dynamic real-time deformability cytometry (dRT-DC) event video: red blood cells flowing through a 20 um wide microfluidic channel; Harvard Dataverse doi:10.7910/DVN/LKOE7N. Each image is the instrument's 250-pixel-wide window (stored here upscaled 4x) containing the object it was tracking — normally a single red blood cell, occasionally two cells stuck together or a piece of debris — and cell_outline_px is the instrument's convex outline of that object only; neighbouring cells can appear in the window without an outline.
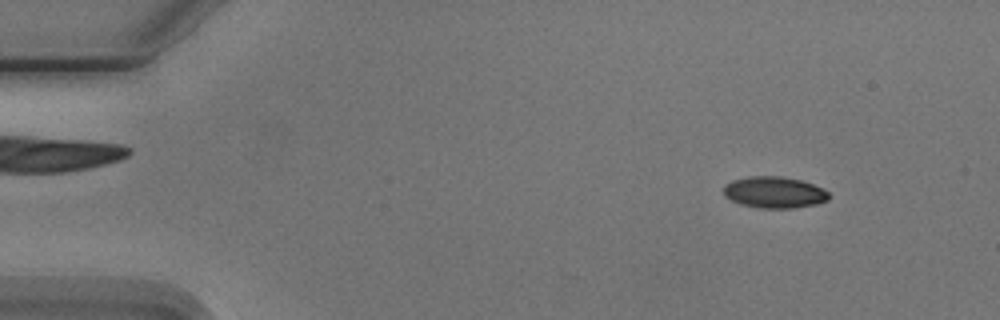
{"species": "Egyptian fruit bat (a non-hibernating species)", "species_latin": "Rousettus aegyptiacus", "temperature_condition": "cold", "stored_images_in_passage": 3, "camera_frame_rate_fps": 3000, "um_per_image_px": 0.085, "animal": {"sex": "male"}, "frame": {"image": 1, "passage_image": 1, "time_ms": 0.0, "image_size_px": [1000, 320], "cell_outline_px": [[828, 200], [816, 204], [792, 208], [760, 208], [740, 204], [724, 196], [724, 184], [732, 180], [752, 176], [776, 176], [800, 180], [812, 184], [828, 192]], "centroid_in_image_um": [65.78, 16.35], "position_along_channel_um": 19.2, "area_um2": 19.07}}